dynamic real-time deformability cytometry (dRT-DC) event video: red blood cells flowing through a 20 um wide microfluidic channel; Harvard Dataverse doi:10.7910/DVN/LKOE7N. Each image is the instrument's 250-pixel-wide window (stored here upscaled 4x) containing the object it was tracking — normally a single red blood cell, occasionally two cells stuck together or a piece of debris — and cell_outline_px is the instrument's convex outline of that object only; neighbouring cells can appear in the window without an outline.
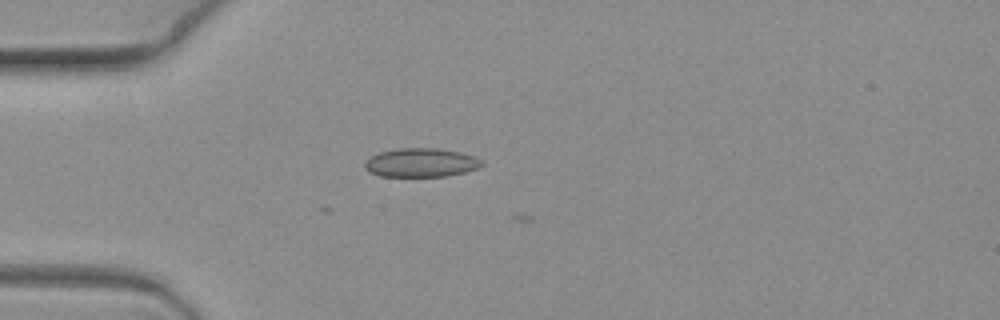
{"species": "common noctule bat (a hibernating species)", "species_latin": "Nyctalus noctula", "temperature_condition": "warm", "stored_images_in_passage": 6, "camera_frame_rate_fps": 3000, "um_per_image_px": 0.085, "animal": {"sex": "female", "body_mass_g": 19.3, "forearm_length_mm": 54.1}, "frame": {"image": 1, "passage_image": 4, "time_ms": 1.0, "image_size_px": [1000, 320], "cell_outline_px": [[484, 164], [476, 168], [464, 172], [444, 176], [380, 176], [368, 172], [364, 168], [364, 164], [372, 156], [380, 152], [396, 148], [436, 148], [460, 152], [472, 156], [480, 160]], "centroid_in_image_um": [35.74, 13.82], "position_along_channel_um": 49.3, "area_um2": 19.42}}